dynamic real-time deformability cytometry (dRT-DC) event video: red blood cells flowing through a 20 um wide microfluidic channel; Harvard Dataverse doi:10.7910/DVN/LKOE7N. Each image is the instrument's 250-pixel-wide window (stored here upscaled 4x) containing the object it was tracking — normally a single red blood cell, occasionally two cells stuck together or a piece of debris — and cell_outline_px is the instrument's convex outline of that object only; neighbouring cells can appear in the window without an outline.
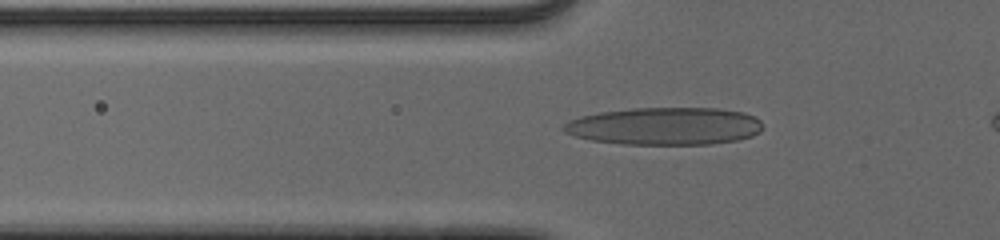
{"species": "human", "species_latin": "Homo sapiens", "temperature_condition": "cold", "stored_images_in_passage": 41, "camera_frame_rate_fps": 3000, "um_per_image_px": 0.085, "donor": {"sex": "male"}, "frame": {"image": 1, "passage_image": 10, "time_ms": 3.0, "image_size_px": [1000, 240], "cell_outline_px": [[760, 132], [752, 136], [736, 140], [712, 144], [624, 144], [592, 140], [576, 136], [564, 132], [560, 128], [564, 124], [580, 116], [600, 112], [632, 108], [716, 108], [744, 112], [760, 120]], "centroid_in_image_um": [56.5, 10.72], "position_along_channel_um": 69.3, "area_um2": 43.41}}
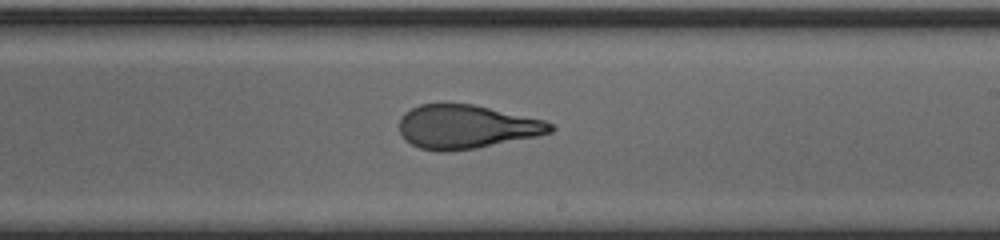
{"frame": {"image": 2, "passage_image": 24, "time_ms": 7.667, "image_size_px": [1000, 240], "cell_outline_px": [[556, 128], [552, 132], [536, 136], [476, 148], [448, 152], [436, 152], [420, 148], [404, 140], [400, 132], [400, 116], [404, 112], [420, 104], [472, 104], [544, 120], [552, 124]], "centroid_in_image_um": [39.61, 10.79], "position_along_channel_um": 249.4, "area_um2": 38.44}}
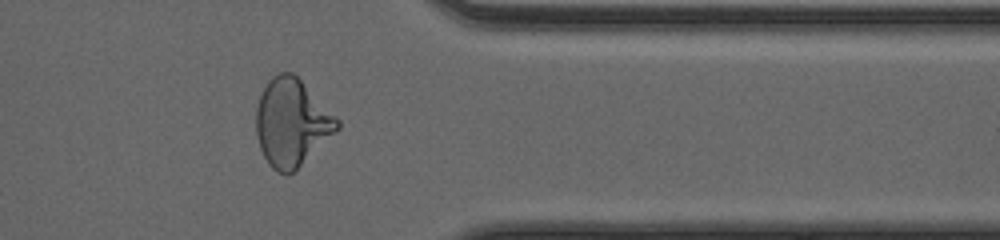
{"frame": {"image": 3, "passage_image": 35, "time_ms": 11.333, "image_size_px": [1000, 240], "cell_outline_px": [[340, 128], [336, 132], [292, 172], [276, 172], [268, 164], [260, 148], [256, 136], [256, 108], [260, 96], [268, 80], [272, 76], [280, 72], [292, 72], [340, 120]], "centroid_in_image_um": [24.77, 10.41], "position_along_channel_um": 386.6, "area_um2": 40.69}}